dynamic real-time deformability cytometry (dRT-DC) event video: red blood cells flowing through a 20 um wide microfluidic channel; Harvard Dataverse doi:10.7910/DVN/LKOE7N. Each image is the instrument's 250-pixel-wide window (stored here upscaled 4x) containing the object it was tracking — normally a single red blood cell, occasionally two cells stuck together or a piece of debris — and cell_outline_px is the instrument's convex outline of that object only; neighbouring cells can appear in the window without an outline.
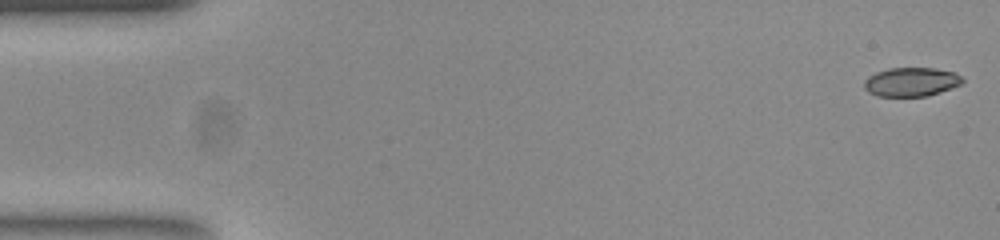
{"species": "common noctule bat (a hibernating species)", "species_latin": "Nyctalus noctula", "temperature_condition": "room temperature", "stored_images_in_passage": 53, "camera_frame_rate_fps": 3000, "um_per_image_px": 0.085, "animal": {"sex": "female", "body_mass_g": 23.0, "forearm_length_mm": 53.4}, "frame": {"image": 1, "passage_image": 1, "time_ms": 0.0, "image_size_px": [1000, 240], "cell_outline_px": [[964, 80], [960, 84], [940, 92], [928, 96], [876, 96], [868, 92], [864, 88], [864, 80], [868, 76], [876, 72], [888, 68], [936, 68], [952, 72], [960, 76]], "centroid_in_image_um": [77.41, 6.96], "position_along_channel_um": 7.6, "area_um2": 16.53}}
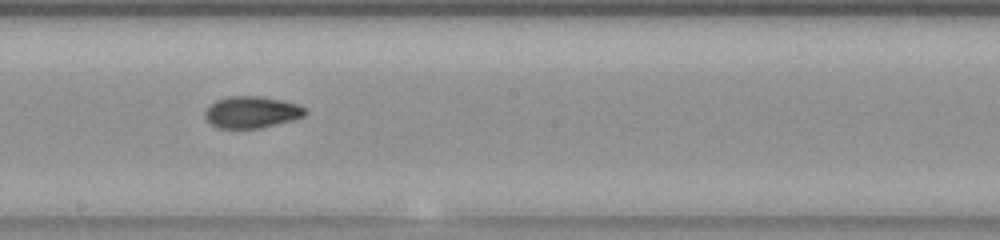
{"frame": {"image": 2, "passage_image": 29, "time_ms": 9.333, "image_size_px": [1000, 240], "cell_outline_px": [[308, 112], [304, 116], [292, 120], [260, 128], [220, 128], [212, 124], [204, 116], [204, 112], [216, 100], [228, 96], [260, 96], [300, 104], [308, 108]], "centroid_in_image_um": [21.44, 9.52], "position_along_channel_um": 226.8, "area_um2": 18.5}}
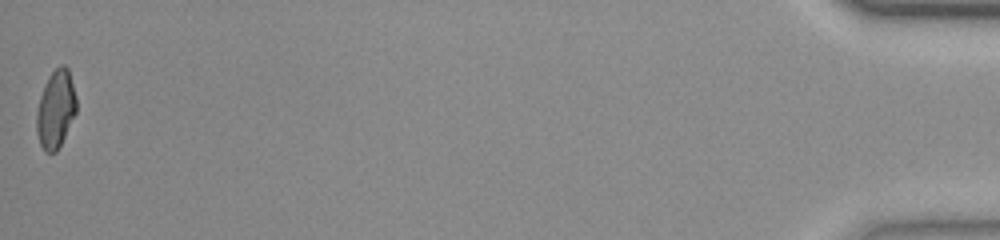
{"frame": {"image": 3, "passage_image": 53, "time_ms": 17.333, "image_size_px": [1000, 240], "cell_outline_px": [[76, 112], [56, 152], [44, 152], [40, 144], [36, 132], [36, 112], [40, 96], [44, 84], [48, 76], [60, 64], [64, 64], [68, 68], [76, 96]], "centroid_in_image_um": [4.72, 9.26], "position_along_channel_um": 430.5, "area_um2": 18.03}, "authors_computed_cell_mechanics": {"area_um2": 18.2648, "velocity_mm_per_s": 3.8339, "shape_relaxation_time_tau1_ms": 6.187, "shape_relaxation_time_tau2_ms": 2.2056, "deformation_change_tau1": 0.1802, "deformation_change_tau2": 0.0661}}